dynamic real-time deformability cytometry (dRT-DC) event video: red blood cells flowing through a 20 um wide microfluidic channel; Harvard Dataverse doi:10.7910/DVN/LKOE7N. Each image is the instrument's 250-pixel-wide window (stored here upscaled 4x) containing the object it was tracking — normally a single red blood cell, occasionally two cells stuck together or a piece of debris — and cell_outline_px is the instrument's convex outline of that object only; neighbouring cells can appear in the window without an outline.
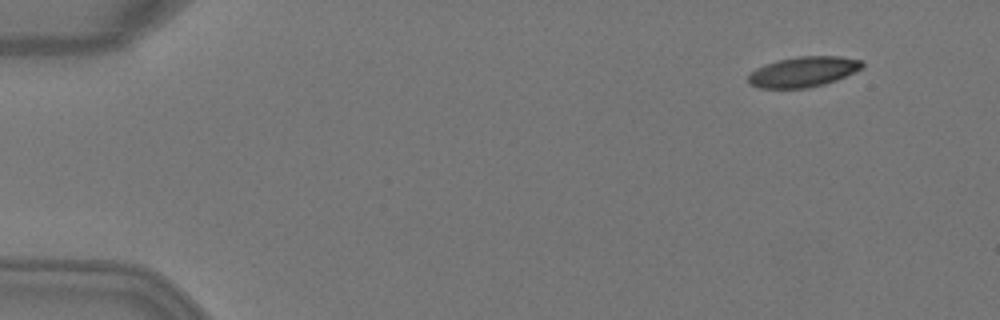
{"species": "Egyptian fruit bat (a non-hibernating species)", "species_latin": "Rousettus aegyptiacus", "temperature_condition": "warm", "stored_images_in_passage": 4, "camera_frame_rate_fps": 3000, "um_per_image_px": 0.085, "animal": {"sex": "female"}, "frame": {"image": 1, "passage_image": 1, "time_ms": 0.0, "image_size_px": [1000, 320], "cell_outline_px": [[864, 68], [836, 80], [824, 84], [808, 88], [760, 88], [748, 84], [748, 76], [756, 68], [764, 64], [780, 60], [800, 56], [840, 56], [864, 60]], "centroid_in_image_um": [68.31, 6.1], "position_along_channel_um": 16.7, "area_um2": 20.23}}